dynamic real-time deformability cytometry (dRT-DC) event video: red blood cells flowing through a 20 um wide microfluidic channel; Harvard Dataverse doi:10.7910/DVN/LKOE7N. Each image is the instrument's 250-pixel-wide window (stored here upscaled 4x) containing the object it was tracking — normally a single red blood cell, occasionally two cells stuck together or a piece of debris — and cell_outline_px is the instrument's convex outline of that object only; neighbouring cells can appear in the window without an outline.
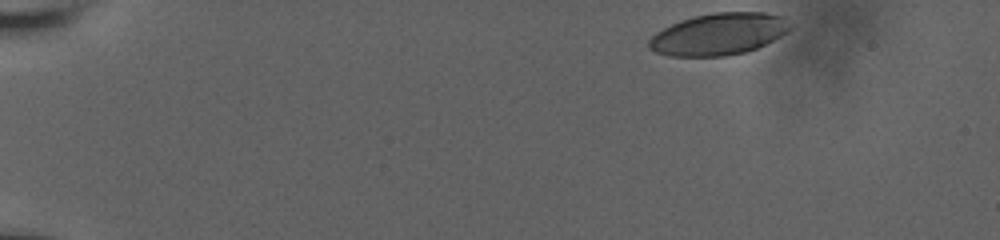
{"species": "human", "species_latin": "Homo sapiens", "temperature_condition": "room temperature", "stored_images_in_passage": 43, "camera_frame_rate_fps": 3000, "um_per_image_px": 0.085, "donor": {"sex": "male"}, "frame": {"image": 1, "passage_image": 1, "time_ms": 0.0, "image_size_px": [1000, 240], "cell_outline_px": [[792, 28], [788, 32], [756, 48], [744, 52], [724, 56], [668, 56], [656, 52], [648, 48], [648, 40], [656, 32], [680, 20], [692, 16], [712, 12], [764, 12], [784, 16], [792, 24]], "centroid_in_image_um": [61.1, 2.88], "position_along_channel_um": 23.9, "area_um2": 34.62}}
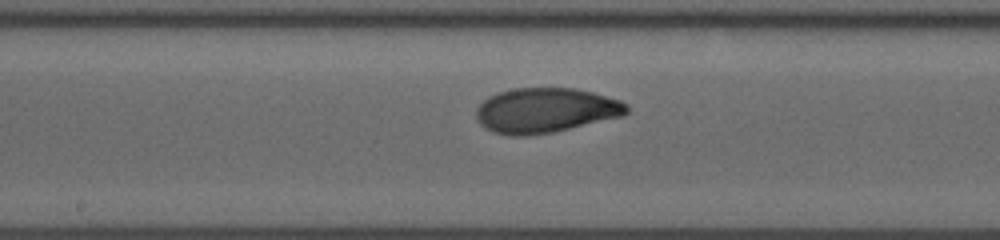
{"frame": {"image": 2, "passage_image": 25, "time_ms": 8.0, "image_size_px": [1000, 240], "cell_outline_px": [[628, 112], [624, 116], [552, 132], [528, 136], [512, 136], [492, 132], [484, 128], [480, 124], [476, 116], [476, 108], [488, 96], [500, 92], [516, 88], [576, 88], [592, 92], [620, 100], [628, 104]], "centroid_in_image_um": [46.37, 9.39], "position_along_channel_um": 201.8, "area_um2": 39.48}}
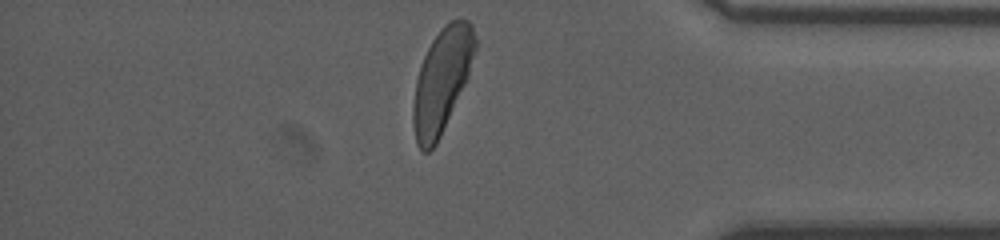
{"frame": {"image": 3, "passage_image": 42, "time_ms": 13.667, "image_size_px": [1000, 240], "cell_outline_px": [[476, 48], [468, 76], [440, 136], [436, 144], [428, 152], [420, 152], [416, 144], [412, 124], [412, 108], [416, 80], [420, 64], [432, 40], [452, 20], [468, 20], [472, 24], [476, 36]], "centroid_in_image_um": [37.53, 6.89], "position_along_channel_um": 397.7, "area_um2": 37.11}, "authors_computed_cell_mechanics": {"area_um2": 38.2058, "velocity_mm_per_s": 3.8109, "shape_relaxation_time_tau1_ms": 3.7672, "shape_relaxation_time_tau2_ms": 1.2187, "deformation_change_tau1": 0.1782, "deformation_change_tau2": 0.053}}